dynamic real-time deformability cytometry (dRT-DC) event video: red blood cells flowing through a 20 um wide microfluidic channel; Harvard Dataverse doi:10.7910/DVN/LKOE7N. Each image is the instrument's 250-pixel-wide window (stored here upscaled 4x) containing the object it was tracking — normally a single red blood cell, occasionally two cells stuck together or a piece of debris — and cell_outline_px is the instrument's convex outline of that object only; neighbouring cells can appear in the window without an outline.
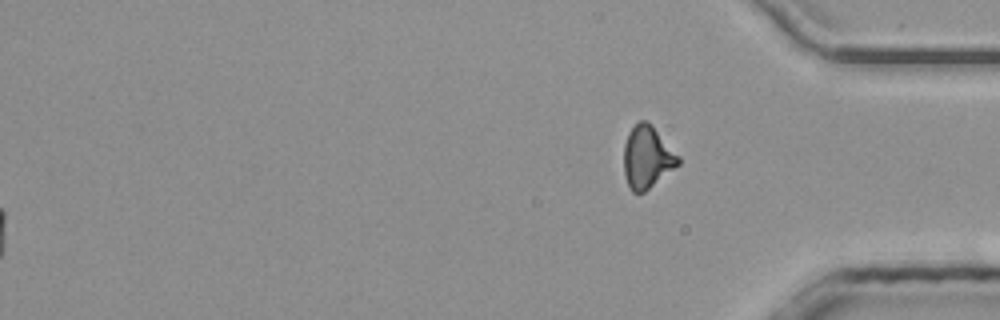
{"species": "common noctule bat (a hibernating species)", "species_latin": "Nyctalus noctula", "temperature_condition": "room temperature", "stored_images_in_passage": 47, "segment_of_instrument_passage": [2, 2], "camera_frame_rate_fps": 3000, "um_per_image_px": 0.085, "animal": {"sex": "male", "body_mass_g": 20.4}, "frame": {"image": 1, "passage_image": 47, "time_ms": 15.333, "image_size_px": [1000, 320], "cell_outline_px": [[680, 164], [644, 192], [632, 192], [628, 184], [624, 172], [624, 144], [628, 132], [640, 120], [644, 120], [652, 124], [680, 156]], "centroid_in_image_um": [55.02, 13.34], "position_along_channel_um": 380.2, "area_um2": 19.77}}